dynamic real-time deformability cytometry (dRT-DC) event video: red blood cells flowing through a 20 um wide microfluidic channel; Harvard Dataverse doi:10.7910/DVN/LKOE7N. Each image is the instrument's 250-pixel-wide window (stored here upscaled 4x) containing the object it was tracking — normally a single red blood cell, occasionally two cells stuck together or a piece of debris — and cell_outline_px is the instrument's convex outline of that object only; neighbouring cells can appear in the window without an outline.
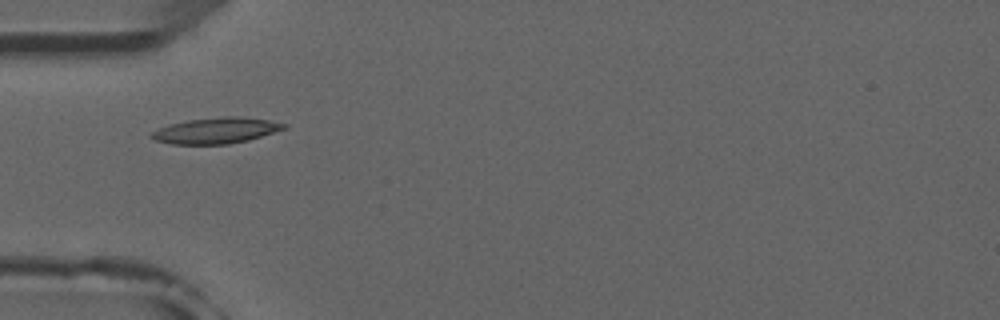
{"species": "common noctule bat (a hibernating species)", "species_latin": "Nyctalus noctula", "temperature_condition": "room temperature", "stored_images_in_passage": 5, "camera_frame_rate_fps": 3000, "um_per_image_px": 0.085, "animal": {"sex": "male", "forearm_length_mm": 52.5}, "frame": {"image": 1, "passage_image": 4, "time_ms": 3.333, "image_size_px": [1000, 320], "cell_outline_px": [[288, 128], [248, 140], [228, 144], [172, 144], [156, 140], [148, 136], [152, 132], [168, 124], [188, 120], [224, 116], [240, 116], [268, 120], [288, 124]], "centroid_in_image_um": [18.39, 11.09], "position_along_channel_um": 66.6, "area_um2": 20.0}}
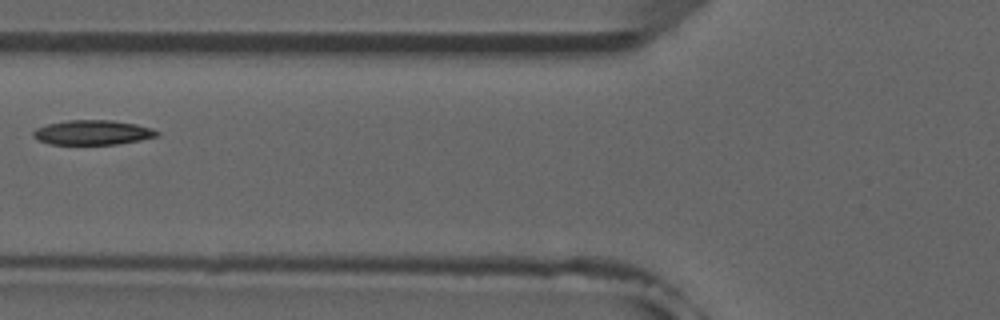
{"frame": {"image": 2, "passage_image": 5, "time_ms": 4.667, "image_size_px": [1000, 320], "cell_outline_px": [[160, 136], [120, 144], [48, 144], [36, 140], [32, 136], [32, 132], [36, 128], [48, 124], [68, 120], [112, 120], [136, 124], [152, 128], [160, 132]], "centroid_in_image_um": [7.88, 11.26], "position_along_channel_um": 117.9, "area_um2": 17.98}}